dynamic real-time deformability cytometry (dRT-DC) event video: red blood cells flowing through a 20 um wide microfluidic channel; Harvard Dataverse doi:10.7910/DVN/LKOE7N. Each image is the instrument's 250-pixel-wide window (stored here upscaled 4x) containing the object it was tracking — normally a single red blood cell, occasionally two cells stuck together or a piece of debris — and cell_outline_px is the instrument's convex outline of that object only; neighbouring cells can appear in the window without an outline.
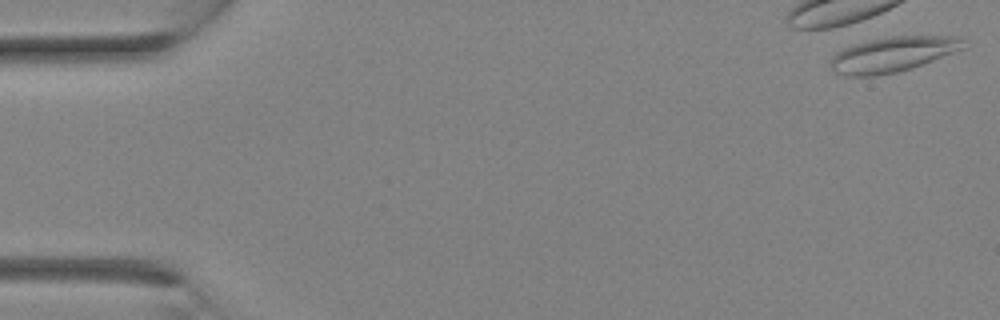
{"species": "Egyptian fruit bat (a non-hibernating species)", "species_latin": "Rousettus aegyptiacus", "temperature_condition": "room temperature", "stored_images_in_passage": 2, "camera_frame_rate_fps": 3000, "um_per_image_px": 0.085, "animal": {"sex": "female"}, "frame": {"image": 1, "passage_image": 1, "time_ms": 0.0, "image_size_px": [1000, 320], "cell_outline_px": [[964, 48], [912, 68], [896, 72], [876, 76], [848, 76], [836, 72], [832, 68], [828, 60], [836, 52], [844, 48], [856, 44], [872, 40], [892, 36], [960, 36]], "centroid_in_image_um": [75.84, 4.63], "position_along_channel_um": 9.2, "area_um2": 26.88}}